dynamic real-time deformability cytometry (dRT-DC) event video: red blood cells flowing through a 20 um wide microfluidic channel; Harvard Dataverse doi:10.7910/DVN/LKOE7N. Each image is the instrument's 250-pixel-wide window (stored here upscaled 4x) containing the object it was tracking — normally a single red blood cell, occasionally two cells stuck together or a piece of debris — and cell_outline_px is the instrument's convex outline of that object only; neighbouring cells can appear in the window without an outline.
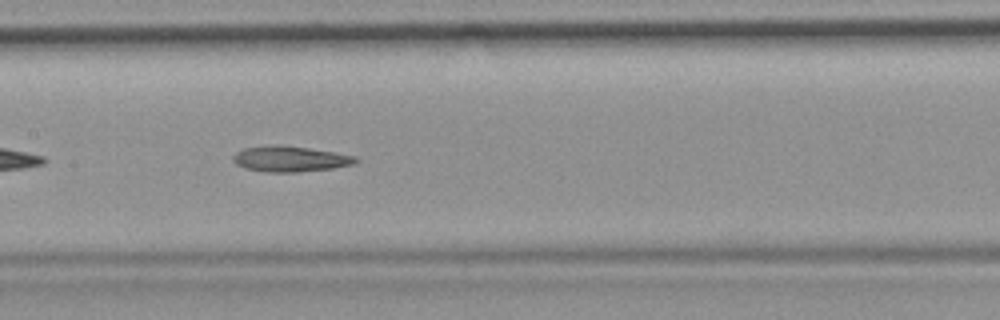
{"species": "common noctule bat (a hibernating species)", "species_latin": "Nyctalus noctula", "temperature_condition": "room temperature", "stored_images_in_passage": 37, "camera_frame_rate_fps": 3000, "um_per_image_px": 0.085, "animal": {"sex": "female", "body_mass_g": 19.9}, "frame": {"image": 1, "passage_image": 11, "time_ms": 3.333, "image_size_px": [1000, 320], "cell_outline_px": [[360, 160], [356, 164], [332, 168], [296, 172], [264, 172], [244, 168], [236, 164], [232, 160], [232, 156], [236, 152], [244, 148], [308, 148], [356, 156]], "centroid_in_image_um": [24.71, 13.56], "position_along_channel_um": 182.7, "area_um2": 17.46}, "authors_computed_cell_mechanics": {"area_um2": 18.4382, "velocity_mm_per_s": 3.8732, "shape_relaxation_time_tau1_ms": null, "shape_relaxation_time_tau2_ms": 8.026, "deformation_change_tau1": null, "deformation_change_tau2": 0.202}}